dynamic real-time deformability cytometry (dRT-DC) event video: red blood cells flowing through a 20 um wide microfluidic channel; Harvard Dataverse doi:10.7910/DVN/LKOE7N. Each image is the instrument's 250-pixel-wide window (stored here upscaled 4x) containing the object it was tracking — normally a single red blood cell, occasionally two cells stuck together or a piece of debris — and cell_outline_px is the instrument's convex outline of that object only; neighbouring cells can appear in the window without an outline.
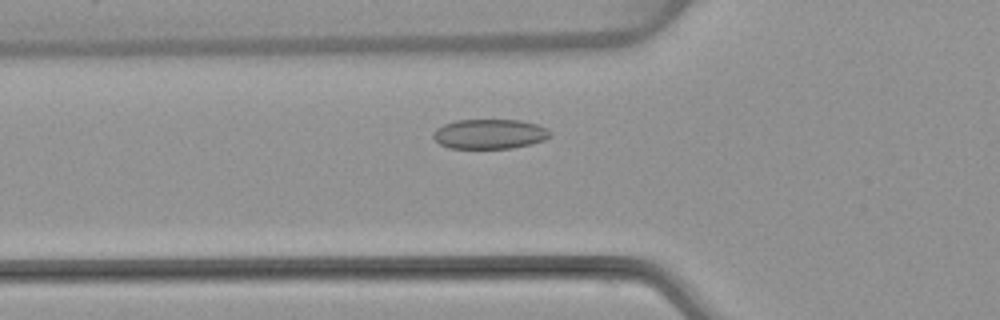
{"species": "common noctule bat (a hibernating species)", "species_latin": "Nyctalus noctula", "temperature_condition": "warm", "stored_images_in_passage": 48, "camera_frame_rate_fps": 3000, "um_per_image_px": 0.085, "animal": {"sex": "female", "body_mass_g": 22.7, "forearm_length_mm": 54.2}, "frame": {"image": 1, "passage_image": 13, "time_ms": 4.0, "image_size_px": [1000, 320], "cell_outline_px": [[552, 136], [544, 140], [532, 144], [512, 148], [448, 148], [440, 144], [432, 136], [436, 128], [444, 124], [456, 120], [520, 120], [536, 124], [548, 128], [552, 132]], "centroid_in_image_um": [41.65, 11.39], "position_along_channel_um": 84.1, "area_um2": 20.4}}
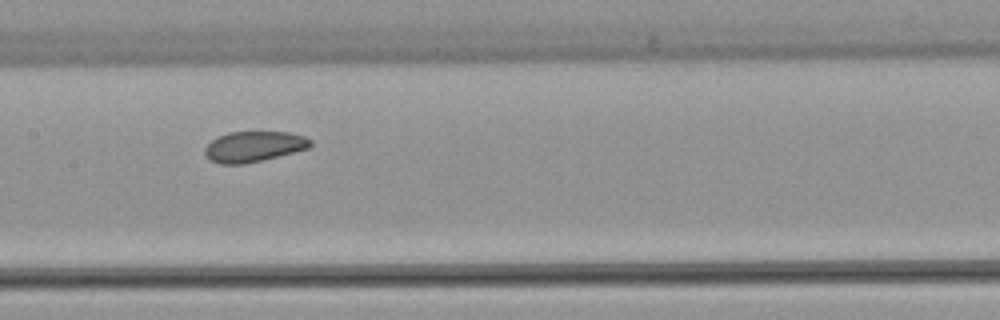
{"frame": {"image": 2, "passage_image": 21, "time_ms": 6.667, "image_size_px": [1000, 320], "cell_outline_px": [[312, 144], [308, 148], [244, 164], [220, 164], [212, 160], [204, 152], [204, 148], [212, 140], [228, 132], [288, 132], [304, 136], [312, 140]], "centroid_in_image_um": [21.57, 12.44], "position_along_channel_um": 185.8, "area_um2": 18.44}}
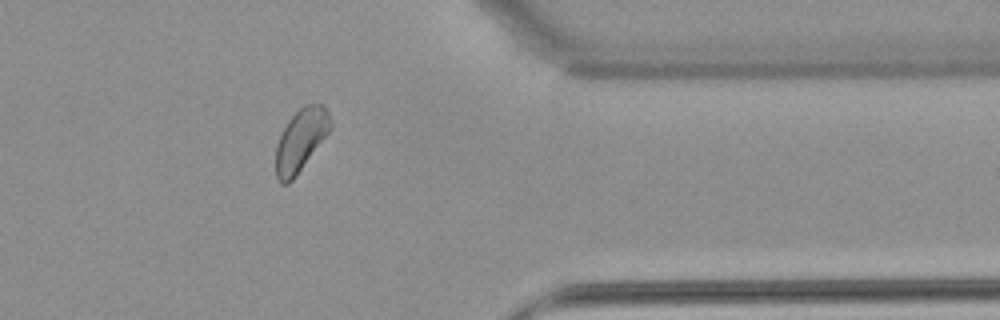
{"frame": {"image": 3, "passage_image": 38, "time_ms": 12.333, "image_size_px": [1000, 320], "cell_outline_px": [[332, 128], [296, 176], [288, 184], [280, 184], [276, 180], [276, 144], [288, 120], [304, 104], [320, 104], [328, 112], [332, 120]], "centroid_in_image_um": [25.56, 11.93], "position_along_channel_um": 385.8, "area_um2": 19.83}, "authors_computed_cell_mechanics": {"area_um2": 20.2011, "velocity_mm_per_s": 3.7951, "shape_relaxation_time_tau1_ms": 3.2811, "shape_relaxation_time_tau2_ms": 2.2363, "deformation_change_tau1": 0.066, "deformation_change_tau2": 0.0775}}